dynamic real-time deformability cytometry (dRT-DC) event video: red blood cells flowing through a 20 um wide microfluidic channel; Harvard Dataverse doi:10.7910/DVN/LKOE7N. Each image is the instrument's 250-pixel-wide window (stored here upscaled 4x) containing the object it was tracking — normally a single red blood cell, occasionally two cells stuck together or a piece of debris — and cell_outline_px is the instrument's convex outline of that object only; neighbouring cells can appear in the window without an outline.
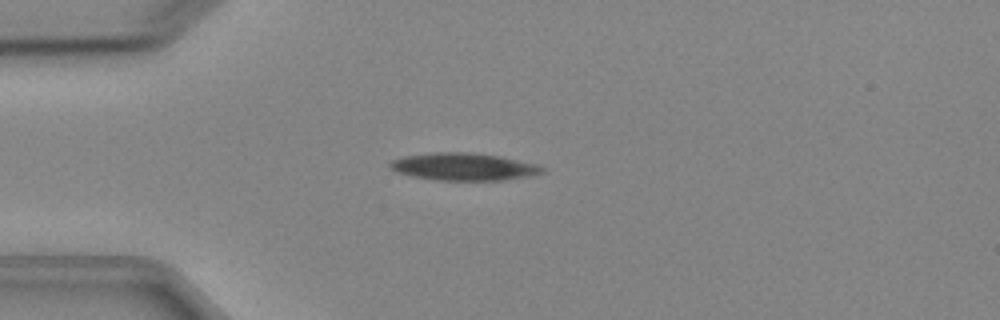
{"species": "Egyptian fruit bat (a non-hibernating species)", "species_latin": "Rousettus aegyptiacus", "temperature_condition": "cold", "stored_images_in_passage": 5, "camera_frame_rate_fps": 3000, "um_per_image_px": 0.085, "animal": {"sex": "female"}, "frame": {"image": 1, "passage_image": 4, "time_ms": 3.667, "image_size_px": [1000, 320], "cell_outline_px": [[544, 172], [504, 180], [440, 180], [412, 176], [396, 172], [388, 164], [392, 160], [404, 156], [432, 152], [472, 152], [500, 156], [536, 164], [544, 168]], "centroid_in_image_um": [39.37, 14.16], "position_along_channel_um": 45.6, "area_um2": 24.1}}